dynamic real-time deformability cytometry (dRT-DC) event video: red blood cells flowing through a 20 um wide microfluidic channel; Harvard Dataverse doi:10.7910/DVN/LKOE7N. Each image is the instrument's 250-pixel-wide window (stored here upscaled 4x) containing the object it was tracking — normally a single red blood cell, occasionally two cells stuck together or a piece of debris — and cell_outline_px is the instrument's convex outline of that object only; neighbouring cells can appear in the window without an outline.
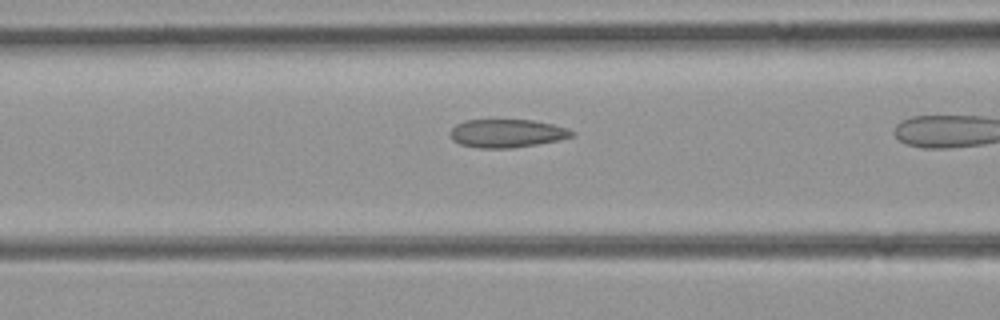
{"species": "common noctule bat (a hibernating species)", "species_latin": "Nyctalus noctula", "temperature_condition": "room temperature", "stored_images_in_passage": 23, "camera_frame_rate_fps": 3000, "um_per_image_px": 0.085, "animal": {"sex": "female", "body_mass_g": 21.9}, "frame": {"image": 1, "passage_image": 7, "time_ms": 2.0, "image_size_px": [1000, 320], "cell_outline_px": [[576, 132], [572, 136], [560, 140], [512, 148], [480, 148], [460, 144], [452, 140], [448, 132], [456, 124], [464, 120], [532, 120], [552, 124], [568, 128]], "centroid_in_image_um": [43.07, 11.33], "position_along_channel_um": 123.5, "area_um2": 20.11}}
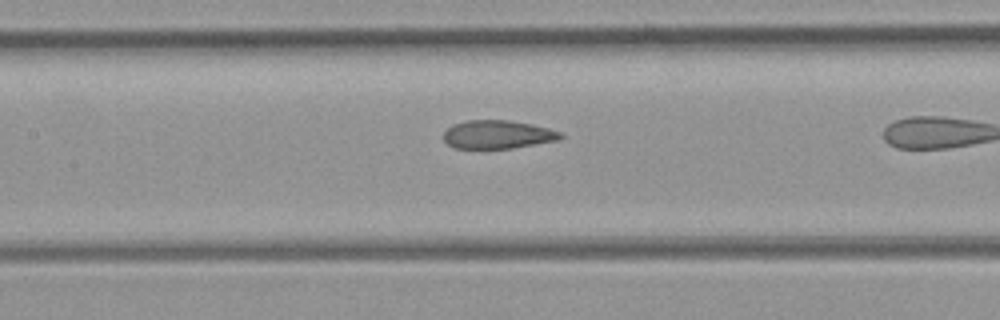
{"frame": {"image": 2, "passage_image": 10, "time_ms": 3.0, "image_size_px": [1000, 320], "cell_outline_px": [[564, 136], [556, 140], [512, 148], [456, 148], [448, 144], [444, 140], [444, 132], [452, 124], [464, 120], [508, 120], [532, 124], [548, 128], [560, 132]], "centroid_in_image_um": [42.27, 11.42], "position_along_channel_um": 165.1, "area_um2": 19.19}}